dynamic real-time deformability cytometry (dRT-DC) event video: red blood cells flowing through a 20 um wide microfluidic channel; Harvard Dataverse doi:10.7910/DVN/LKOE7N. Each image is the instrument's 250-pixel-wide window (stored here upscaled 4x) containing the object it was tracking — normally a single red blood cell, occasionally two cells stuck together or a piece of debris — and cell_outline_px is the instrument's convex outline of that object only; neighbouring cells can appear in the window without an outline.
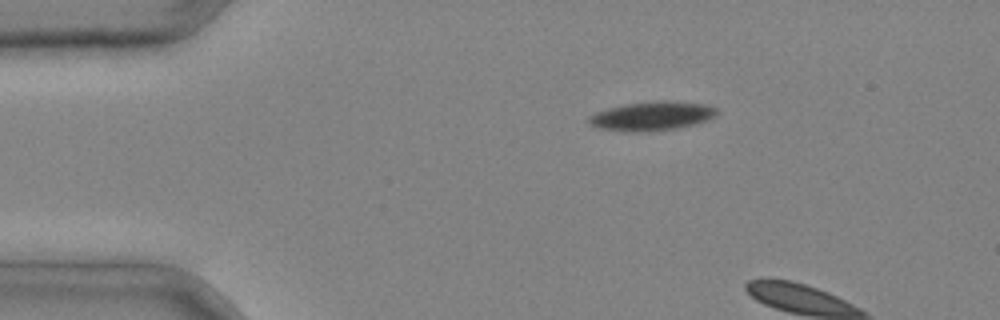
{"species": "common noctule bat (a hibernating species)", "species_latin": "Nyctalus noctula", "temperature_condition": "cold", "stored_images_in_passage": 2, "camera_frame_rate_fps": 3000, "um_per_image_px": 0.085, "animal": {"sex": "male", "body_mass_g": 20.4}, "frame": {"image": 1, "passage_image": 1, "time_ms": 0.0, "image_size_px": [1000, 320], "cell_outline_px": [[720, 112], [716, 116], [708, 120], [696, 124], [676, 128], [640, 132], [632, 132], [600, 128], [592, 124], [588, 120], [588, 116], [596, 112], [608, 108], [624, 104], [660, 100], [664, 100], [708, 104], [716, 108]], "centroid_in_image_um": [55.48, 9.85], "position_along_channel_um": 29.5, "area_um2": 21.68}}